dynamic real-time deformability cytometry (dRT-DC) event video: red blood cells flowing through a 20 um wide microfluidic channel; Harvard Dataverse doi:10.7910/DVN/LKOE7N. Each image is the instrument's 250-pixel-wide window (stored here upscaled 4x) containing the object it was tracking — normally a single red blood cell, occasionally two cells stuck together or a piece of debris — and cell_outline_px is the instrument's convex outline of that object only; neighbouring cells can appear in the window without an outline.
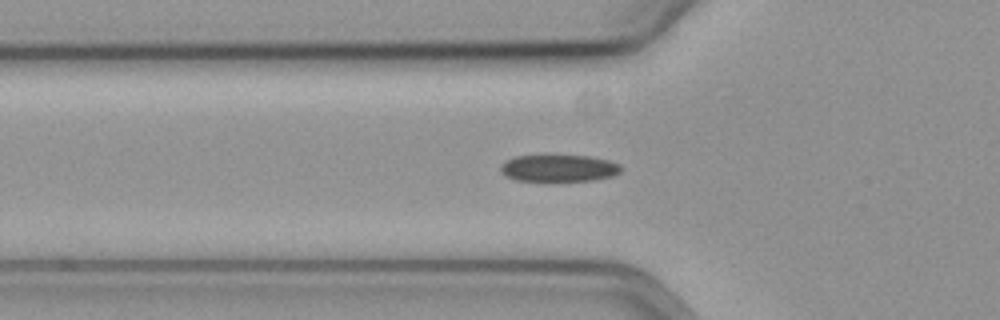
{"species": "common noctule bat (a hibernating species)", "species_latin": "Nyctalus noctula", "temperature_condition": "cold", "stored_images_in_passage": 51, "camera_frame_rate_fps": 3000, "um_per_image_px": 0.085, "animal": {"sex": "female", "body_mass_g": 19.3, "forearm_length_mm": 54.1}, "frame": {"image": 1, "passage_image": 12, "time_ms": 3.667, "image_size_px": [1000, 320], "cell_outline_px": [[624, 168], [620, 172], [612, 176], [592, 180], [516, 180], [504, 176], [500, 172], [500, 164], [504, 160], [516, 156], [544, 152], [588, 156], [608, 160], [620, 164]], "centroid_in_image_um": [47.43, 14.23], "position_along_channel_um": 78.4, "area_um2": 19.83}}
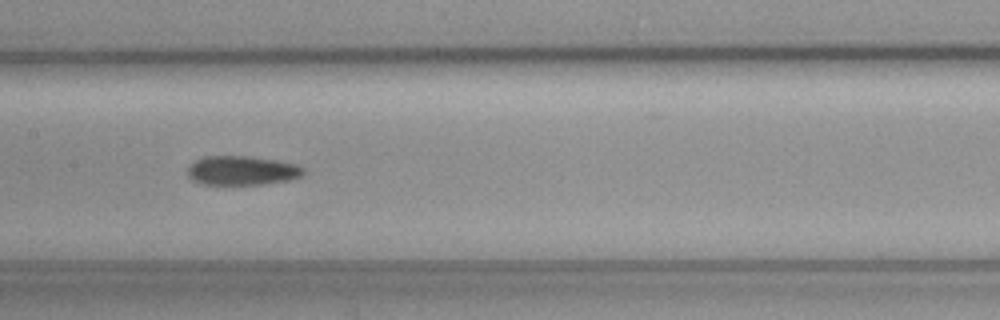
{"frame": {"image": 2, "passage_image": 21, "time_ms": 6.667, "image_size_px": [1000, 320], "cell_outline_px": [[304, 172], [300, 176], [288, 180], [264, 184], [200, 184], [192, 180], [188, 176], [188, 168], [196, 160], [204, 156], [248, 156], [276, 160], [296, 164], [304, 168]], "centroid_in_image_um": [20.55, 14.49], "position_along_channel_um": 186.8, "area_um2": 19.59}}
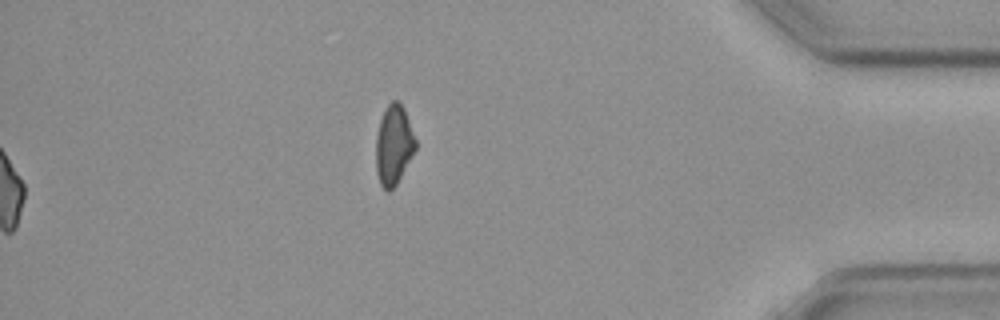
{"frame": {"image": 3, "passage_image": 51, "time_ms": 16.667, "image_size_px": [1000, 320], "cell_outline_px": [[416, 148], [396, 184], [388, 192], [380, 184], [376, 172], [376, 136], [380, 120], [388, 104], [392, 100], [396, 100], [404, 108], [416, 140]], "centroid_in_image_um": [33.45, 12.32], "position_along_channel_um": 401.7, "area_um2": 18.09}}